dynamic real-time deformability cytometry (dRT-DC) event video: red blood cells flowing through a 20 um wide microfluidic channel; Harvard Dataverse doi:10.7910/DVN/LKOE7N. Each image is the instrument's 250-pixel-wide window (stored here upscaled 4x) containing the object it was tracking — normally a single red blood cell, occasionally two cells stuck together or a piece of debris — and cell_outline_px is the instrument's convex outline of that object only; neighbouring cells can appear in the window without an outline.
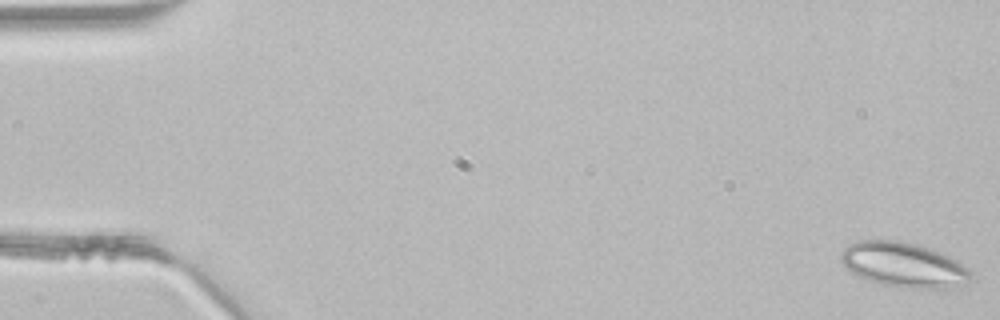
{"species": "common noctule bat (a hibernating species)", "species_latin": "Nyctalus noctula", "temperature_condition": "room temperature", "stored_images_in_passage": 46, "camera_frame_rate_fps": 3000, "um_per_image_px": 0.085, "animal": {"sex": "male", "body_mass_g": 21.5, "forearm_length_mm": 52.0}, "frame": {"image": 1, "passage_image": 1, "time_ms": 0.0, "image_size_px": [1000, 320], "cell_outline_px": [[972, 280], [960, 288], [904, 288], [884, 284], [868, 280], [852, 272], [840, 260], [840, 252], [848, 244], [856, 240], [900, 240], [932, 248], [956, 260], [968, 268], [972, 272]], "centroid_in_image_um": [76.85, 22.51], "position_along_channel_um": 8.1, "area_um2": 34.28}}
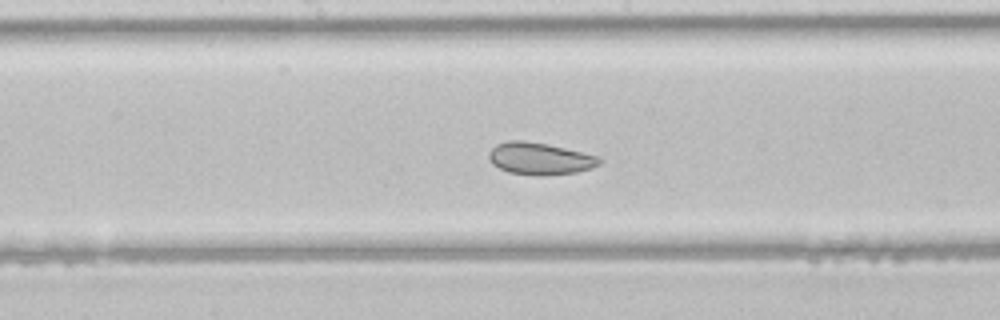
{"frame": {"image": 2, "passage_image": 24, "time_ms": 7.667, "image_size_px": [1000, 320], "cell_outline_px": [[600, 164], [592, 168], [576, 172], [544, 176], [536, 176], [508, 172], [492, 164], [488, 160], [488, 152], [496, 144], [508, 140], [524, 140], [548, 144], [600, 156]], "centroid_in_image_um": [45.86, 13.48], "position_along_channel_um": 202.3, "area_um2": 20.92}}
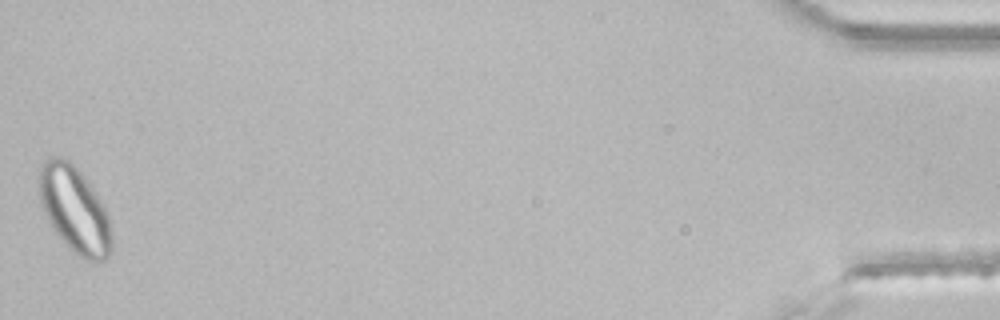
{"frame": {"image": 3, "passage_image": 46, "time_ms": 15.0, "image_size_px": [1000, 320], "cell_outline_px": [[112, 252], [104, 260], [96, 264], [84, 260], [64, 244], [48, 220], [40, 204], [40, 168], [44, 160], [48, 156], [60, 156], [68, 160], [80, 172], [100, 200], [108, 212], [112, 232]], "centroid_in_image_um": [6.37, 17.87], "position_along_channel_um": 428.8, "area_um2": 36.59}}